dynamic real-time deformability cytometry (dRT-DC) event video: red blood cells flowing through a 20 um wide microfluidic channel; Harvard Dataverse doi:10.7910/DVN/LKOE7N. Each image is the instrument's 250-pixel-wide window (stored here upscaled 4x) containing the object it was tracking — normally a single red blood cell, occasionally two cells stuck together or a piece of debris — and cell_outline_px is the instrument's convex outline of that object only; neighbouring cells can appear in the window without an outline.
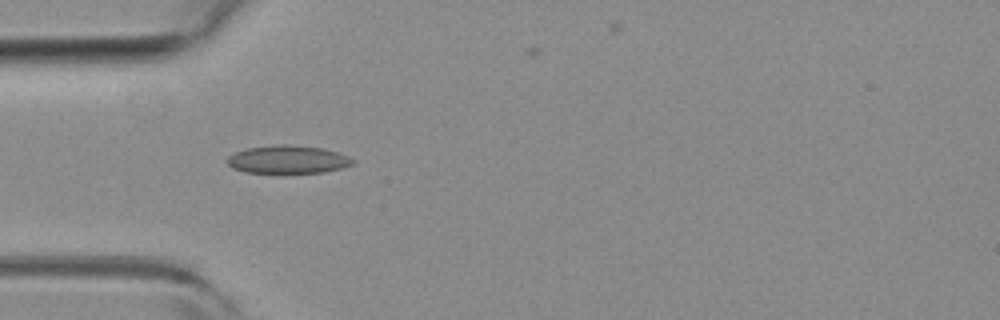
{"species": "common noctule bat (a hibernating species)", "species_latin": "Nyctalus noctula", "temperature_condition": "room temperature", "stored_images_in_passage": 5, "camera_frame_rate_fps": 3000, "um_per_image_px": 0.085, "animal": {"sex": "female", "body_mass_g": 19.3, "forearm_length_mm": 54.1}, "frame": {"image": 1, "passage_image": 4, "time_ms": 1.0, "image_size_px": [1000, 320], "cell_outline_px": [[356, 160], [352, 164], [340, 168], [324, 172], [244, 172], [232, 168], [224, 160], [228, 156], [236, 152], [248, 148], [280, 144], [292, 144], [324, 148], [348, 156]], "centroid_in_image_um": [24.45, 13.54], "position_along_channel_um": 60.6, "area_um2": 20.4}}
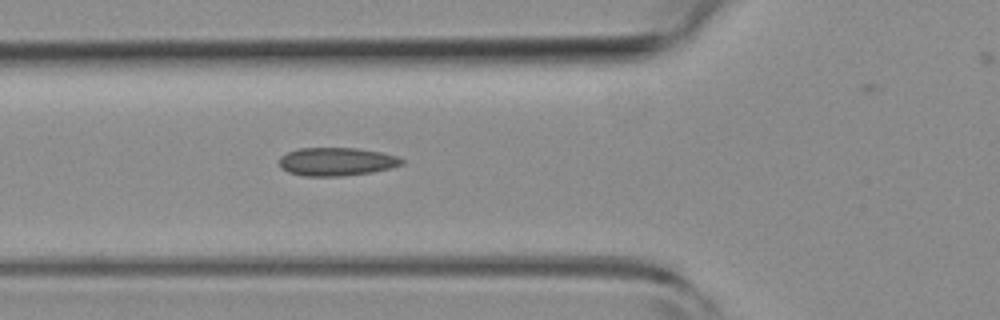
{"frame": {"image": 2, "passage_image": 5, "time_ms": 1.333, "image_size_px": [1000, 320], "cell_outline_px": [[404, 164], [392, 168], [372, 172], [340, 176], [304, 176], [288, 172], [280, 168], [280, 156], [296, 148], [356, 148], [380, 152], [396, 156], [404, 160]], "centroid_in_image_um": [28.6, 13.74], "position_along_channel_um": 97.2, "area_um2": 20.23}}